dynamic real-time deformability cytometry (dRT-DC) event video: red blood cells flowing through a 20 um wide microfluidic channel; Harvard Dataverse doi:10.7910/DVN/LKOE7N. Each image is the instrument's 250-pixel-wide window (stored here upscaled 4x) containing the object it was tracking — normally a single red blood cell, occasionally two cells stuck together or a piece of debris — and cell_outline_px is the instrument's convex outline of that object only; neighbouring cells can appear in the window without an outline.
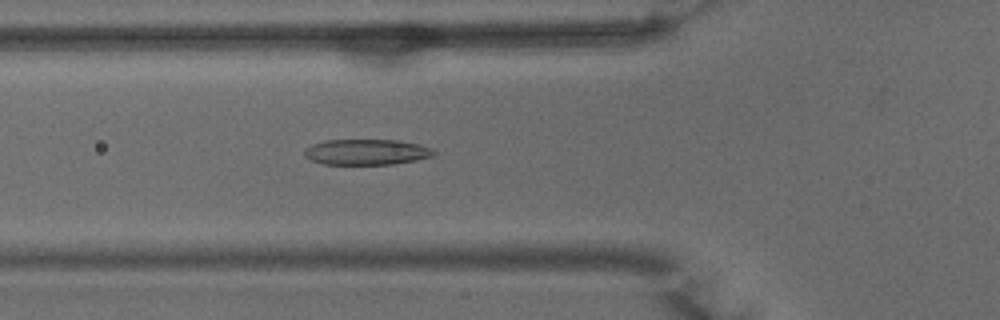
{"species": "common noctule bat (a hibernating species)", "species_latin": "Nyctalus noctula", "temperature_condition": "warm", "stored_images_in_passage": 51, "camera_frame_rate_fps": 3000, "um_per_image_px": 0.085, "animal": {"sex": "male", "body_mass_g": 15.6}, "frame": {"image": 1, "passage_image": 18, "time_ms": 5.667, "image_size_px": [1000, 320], "cell_outline_px": [[436, 152], [432, 156], [416, 160], [392, 164], [324, 164], [312, 160], [304, 156], [304, 148], [312, 144], [324, 140], [400, 140], [420, 144], [432, 148]], "centroid_in_image_um": [31.15, 12.91], "position_along_channel_um": 94.6, "area_um2": 19.42}}
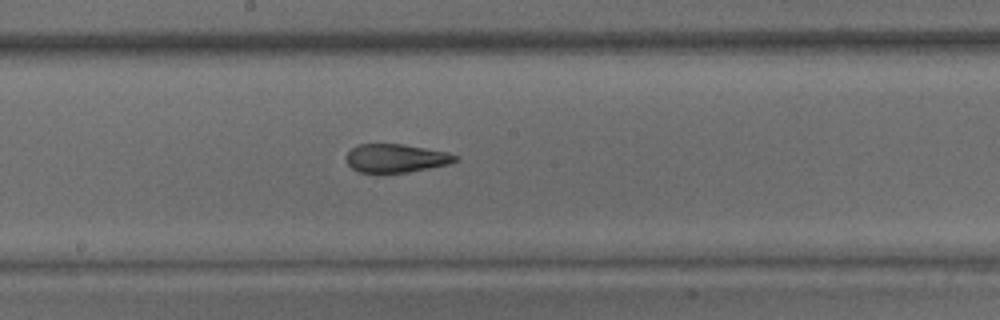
{"frame": {"image": 2, "passage_image": 27, "time_ms": 8.667, "image_size_px": [1000, 320], "cell_outline_px": [[460, 160], [448, 164], [408, 172], [356, 172], [348, 164], [348, 152], [352, 148], [360, 144], [404, 144], [448, 152], [460, 156]], "centroid_in_image_um": [33.71, 13.44], "position_along_channel_um": 214.5, "area_um2": 17.98}}
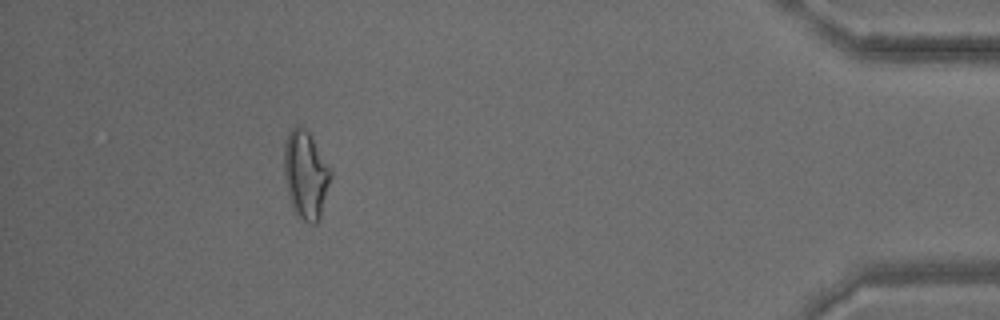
{"frame": {"image": 3, "passage_image": 46, "time_ms": 15.0, "image_size_px": [1000, 320], "cell_outline_px": [[332, 176], [320, 216], [316, 224], [312, 224], [296, 216], [292, 208], [284, 176], [284, 144], [288, 132], [296, 124], [304, 128], [308, 132], [332, 172]], "centroid_in_image_um": [25.96, 14.86], "position_along_channel_um": 409.2, "area_um2": 23.7}, "authors_computed_cell_mechanics": {"area_um2": 20.4612, "velocity_mm_per_s": 3.9807, "shape_relaxation_time_tau1_ms": 8.1196, "shape_relaxation_time_tau2_ms": 1.3393, "deformation_change_tau1": 0.2397, "deformation_change_tau2": 0.0996}}